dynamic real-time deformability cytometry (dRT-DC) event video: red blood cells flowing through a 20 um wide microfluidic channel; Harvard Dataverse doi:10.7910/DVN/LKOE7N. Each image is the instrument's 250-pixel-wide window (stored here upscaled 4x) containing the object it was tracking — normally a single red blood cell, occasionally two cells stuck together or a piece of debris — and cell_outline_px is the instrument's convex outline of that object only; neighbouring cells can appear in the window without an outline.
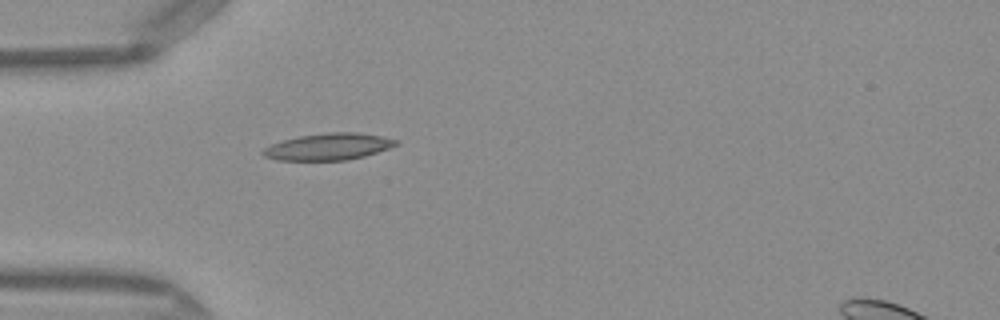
{"species": "Egyptian fruit bat (a non-hibernating species)", "species_latin": "Rousettus aegyptiacus", "temperature_condition": "warm", "stored_images_in_passage": 36, "camera_frame_rate_fps": 3000, "um_per_image_px": 0.085, "frame": {"image": 1, "passage_image": 1, "time_ms": 0.0, "image_size_px": [1000, 320], "cell_outline_px": [[400, 144], [364, 156], [344, 160], [276, 160], [264, 156], [260, 152], [264, 148], [272, 144], [284, 140], [300, 136], [328, 132], [360, 132], [400, 140]], "centroid_in_image_um": [27.93, 12.46], "position_along_channel_um": 57.1, "area_um2": 20.63}}
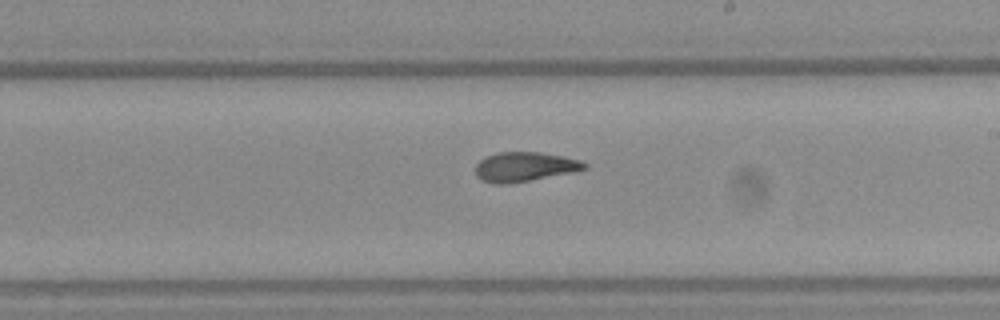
{"frame": {"image": 2, "passage_image": 15, "time_ms": 4.667, "image_size_px": [1000, 320], "cell_outline_px": [[588, 168], [576, 172], [508, 184], [492, 184], [480, 180], [476, 176], [476, 164], [484, 156], [496, 152], [540, 152], [580, 160], [588, 164]], "centroid_in_image_um": [44.57, 14.18], "position_along_channel_um": 244.4, "area_um2": 19.02}}
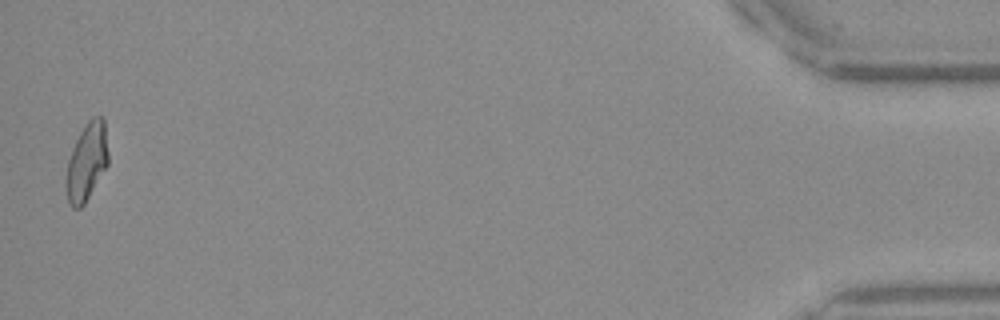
{"frame": {"image": 3, "passage_image": 35, "time_ms": 11.333, "image_size_px": [1000, 320], "cell_outline_px": [[108, 164], [84, 204], [80, 208], [72, 208], [68, 204], [68, 160], [72, 148], [80, 132], [88, 120], [92, 116], [104, 116], [108, 152]], "centroid_in_image_um": [7.41, 13.7], "position_along_channel_um": 427.8, "area_um2": 18.67}, "authors_computed_cell_mechanics": {"area_um2": 18.9584, "velocity_mm_per_s": 4.1091, "shape_relaxation_time_tau1_ms": 7.8526, "shape_relaxation_time_tau2_ms": 2.3704, "deformation_change_tau1": 0.2576, "deformation_change_tau2": 0.0877}}